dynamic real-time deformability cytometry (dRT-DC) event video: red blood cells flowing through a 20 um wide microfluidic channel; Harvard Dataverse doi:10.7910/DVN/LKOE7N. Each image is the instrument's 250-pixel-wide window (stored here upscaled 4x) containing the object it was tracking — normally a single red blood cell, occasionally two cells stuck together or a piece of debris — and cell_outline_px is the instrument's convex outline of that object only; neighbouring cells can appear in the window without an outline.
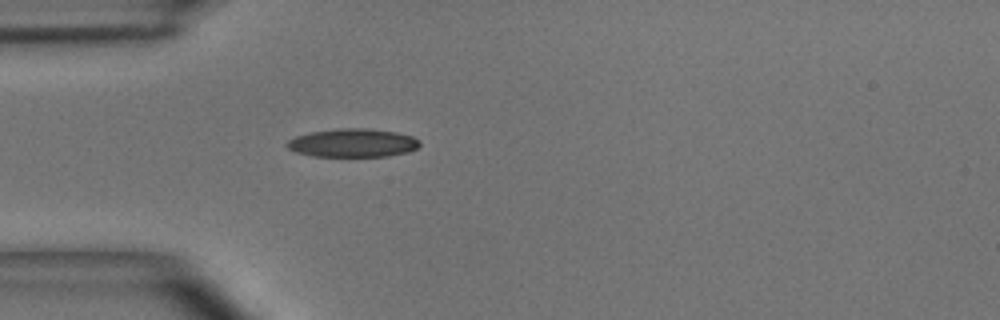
{"species": "common noctule bat (a hibernating species)", "species_latin": "Nyctalus noctula", "temperature_condition": "room temperature", "stored_images_in_passage": 37, "camera_frame_rate_fps": 3000, "um_per_image_px": 0.085, "animal": {"sex": "male", "body_mass_g": 15.6}, "frame": {"image": 1, "passage_image": 1, "time_ms": 0.0, "image_size_px": [1000, 320], "cell_outline_px": [[420, 144], [416, 148], [408, 152], [388, 156], [312, 156], [296, 152], [288, 148], [284, 144], [288, 140], [296, 136], [312, 132], [336, 128], [368, 128], [396, 132], [412, 136], [420, 140]], "centroid_in_image_um": [29.98, 12.14], "position_along_channel_um": 55.0, "area_um2": 22.02}}
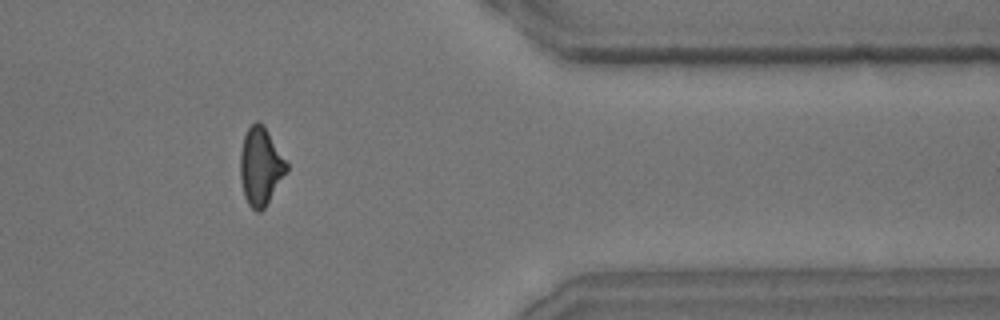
{"frame": {"image": 2, "passage_image": 28, "time_ms": 9.0, "image_size_px": [1000, 320], "cell_outline_px": [[288, 172], [264, 208], [260, 212], [256, 212], [248, 204], [244, 196], [240, 180], [240, 152], [244, 136], [248, 128], [256, 120], [264, 124], [288, 164]], "centroid_in_image_um": [22.15, 14.14], "position_along_channel_um": 389.2, "area_um2": 21.21}}
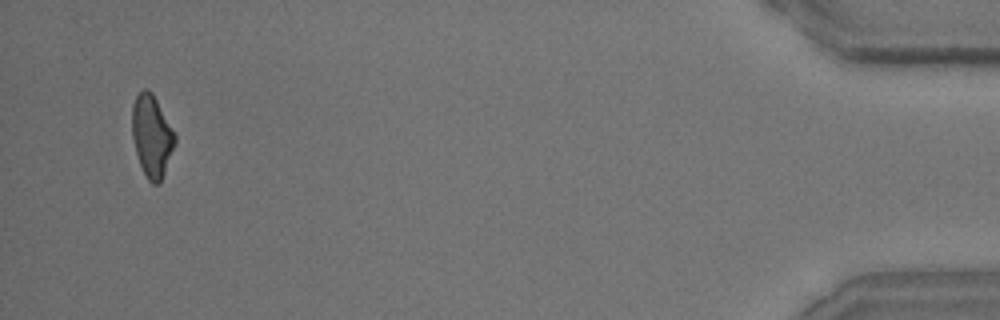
{"frame": {"image": 3, "passage_image": 35, "time_ms": 11.333, "image_size_px": [1000, 320], "cell_outline_px": [[176, 144], [160, 184], [152, 184], [148, 180], [140, 164], [136, 152], [132, 136], [132, 104], [136, 96], [144, 88], [148, 88], [152, 92], [176, 136]], "centroid_in_image_um": [12.9, 11.57], "position_along_channel_um": 422.3, "area_um2": 20.4}, "authors_computed_cell_mechanics": {"area_um2": 21.0392, "velocity_mm_per_s": 3.9946, "shape_relaxation_time_tau1_ms": 6.0235, "shape_relaxation_time_tau2_ms": 2.0194, "deformation_change_tau1": 0.1794, "deformation_change_tau2": 0.1013}}